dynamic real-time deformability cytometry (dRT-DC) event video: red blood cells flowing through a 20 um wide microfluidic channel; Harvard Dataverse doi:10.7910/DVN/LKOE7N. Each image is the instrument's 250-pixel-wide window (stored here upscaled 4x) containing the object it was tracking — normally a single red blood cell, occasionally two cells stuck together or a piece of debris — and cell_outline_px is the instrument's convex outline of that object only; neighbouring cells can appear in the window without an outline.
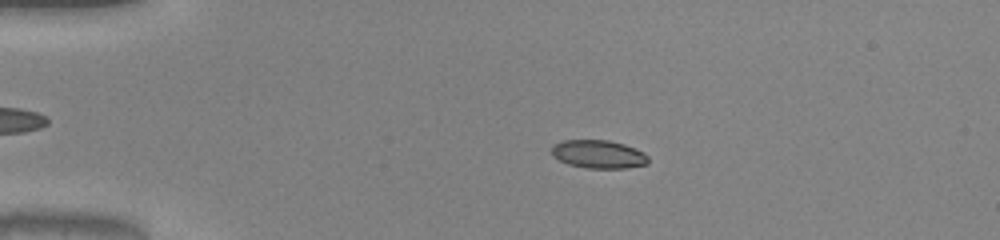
{"species": "common noctule bat (a hibernating species)", "species_latin": "Nyctalus noctula", "temperature_condition": "warm", "stored_images_in_passage": 44, "camera_frame_rate_fps": 3000, "um_per_image_px": 0.085, "animal": {"sex": "male", "body_mass_g": 20.0, "forearm_length_mm": 53.3}, "frame": {"image": 1, "passage_image": 11, "time_ms": 3.333, "image_size_px": [1000, 240], "cell_outline_px": [[648, 164], [628, 168], [588, 168], [568, 164], [552, 156], [552, 144], [564, 140], [608, 140], [624, 144], [644, 152], [648, 156]], "centroid_in_image_um": [50.88, 13.11], "position_along_channel_um": 34.1, "area_um2": 15.95}}
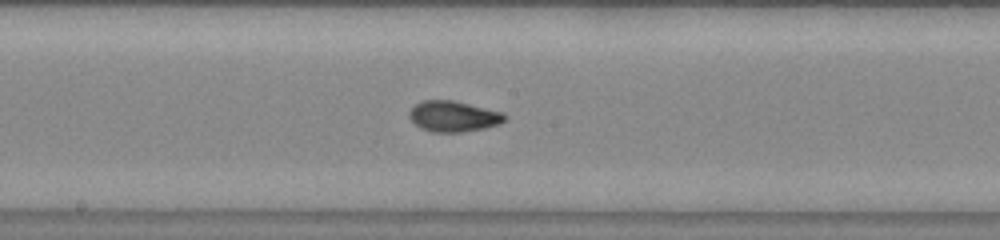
{"frame": {"image": 2, "passage_image": 28, "time_ms": 9.0, "image_size_px": [1000, 240], "cell_outline_px": [[508, 116], [500, 124], [484, 128], [460, 132], [432, 132], [420, 128], [408, 116], [408, 112], [416, 104], [424, 100], [452, 100], [504, 112]], "centroid_in_image_um": [38.55, 9.89], "position_along_channel_um": 209.6, "area_um2": 17.11}}
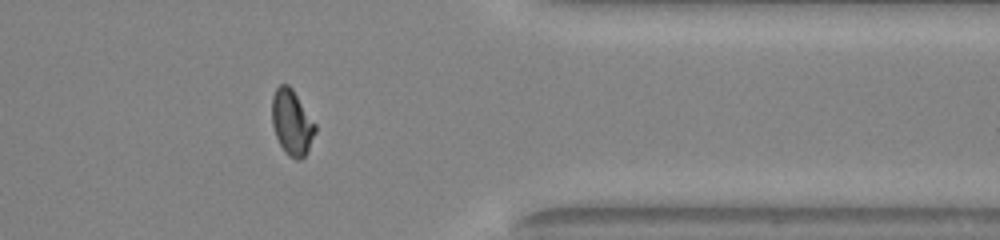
{"frame": {"image": 3, "passage_image": 42, "time_ms": 13.667, "image_size_px": [1000, 240], "cell_outline_px": [[316, 132], [304, 156], [300, 160], [296, 160], [288, 156], [284, 152], [276, 136], [272, 124], [272, 96], [276, 88], [280, 84], [288, 84], [292, 88], [316, 124]], "centroid_in_image_um": [24.8, 10.41], "position_along_channel_um": 386.6, "area_um2": 16.47}, "authors_computed_cell_mechanics": {"area_um2": 16.4441, "velocity_mm_per_s": 4.0507, "shape_relaxation_time_tau1_ms": 3.6773, "shape_relaxation_time_tau2_ms": 0.6872, "deformation_change_tau1": 0.1639, "deformation_change_tau2": 0.0521}}